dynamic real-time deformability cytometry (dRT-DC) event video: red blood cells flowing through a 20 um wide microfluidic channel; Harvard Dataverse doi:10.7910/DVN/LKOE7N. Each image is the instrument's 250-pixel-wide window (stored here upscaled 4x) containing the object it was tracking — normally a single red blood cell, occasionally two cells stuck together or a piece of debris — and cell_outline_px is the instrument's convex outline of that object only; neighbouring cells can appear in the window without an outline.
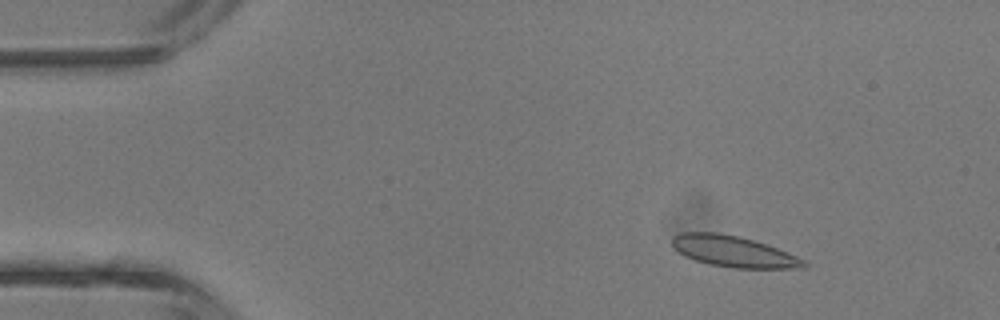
{"species": "common noctule bat (a hibernating species)", "species_latin": "Nyctalus noctula", "temperature_condition": "room temperature", "stored_images_in_passage": 4, "camera_frame_rate_fps": 3000, "um_per_image_px": 0.085, "animal": {"sex": "male", "body_mass_g": 13.3}, "frame": {"image": 1, "passage_image": 2, "time_ms": 1.0, "image_size_px": [1000, 320], "cell_outline_px": [[808, 264], [804, 268], [732, 268], [708, 264], [684, 256], [672, 248], [672, 236], [680, 232], [716, 232], [736, 236], [752, 240], [776, 248], [796, 256], [804, 260]], "centroid_in_image_um": [62.28, 21.38], "position_along_channel_um": 22.7, "area_um2": 23.76}}
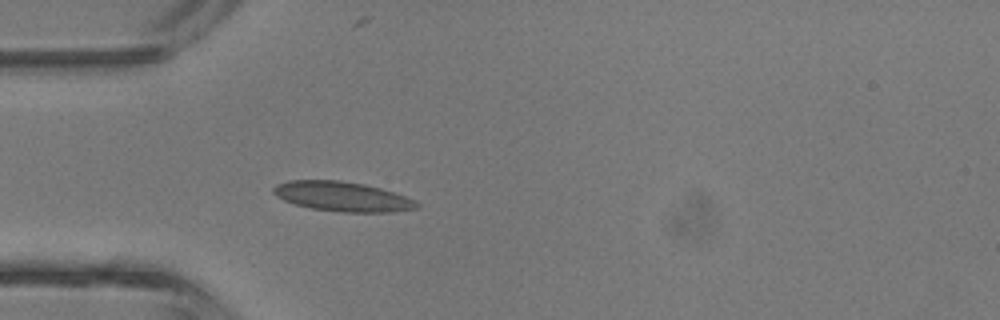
{"frame": {"image": 2, "passage_image": 4, "time_ms": 3.333, "image_size_px": [1000, 320], "cell_outline_px": [[420, 204], [416, 208], [396, 212], [344, 212], [312, 208], [296, 204], [284, 200], [276, 196], [272, 192], [272, 188], [276, 184], [288, 180], [340, 180], [364, 184], [380, 188], [416, 200]], "centroid_in_image_um": [29.09, 16.7], "position_along_channel_um": 55.9, "area_um2": 24.74}}